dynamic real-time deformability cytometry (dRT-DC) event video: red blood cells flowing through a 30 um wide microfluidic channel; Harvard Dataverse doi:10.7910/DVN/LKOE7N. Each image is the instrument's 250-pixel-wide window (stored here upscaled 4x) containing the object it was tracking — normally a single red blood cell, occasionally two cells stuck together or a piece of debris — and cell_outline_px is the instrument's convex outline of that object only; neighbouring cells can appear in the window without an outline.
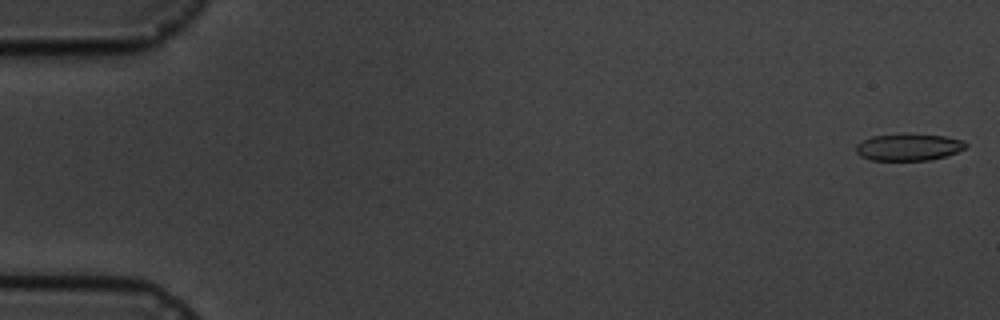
{"species": "common noctule bat (a hibernating species)", "species_latin": "Nyctalus noctula", "temperature_condition": "cold", "stored_images_in_passage": 5, "camera_frame_rate_fps": 3000, "um_per_image_px": 0.085, "animal": {"sex": "male", "body_mass_g": 19.5, "forearm_length_mm": 54.6}, "frame": {"image": 1, "passage_image": 1, "time_ms": 0.0, "image_size_px": [1000, 320], "cell_outline_px": [[968, 144], [964, 148], [948, 156], [928, 160], [872, 160], [860, 156], [856, 152], [856, 144], [872, 136], [944, 136], [964, 140]], "centroid_in_image_um": [77.24, 12.55], "position_along_channel_um": 7.8, "area_um2": 16.53}}
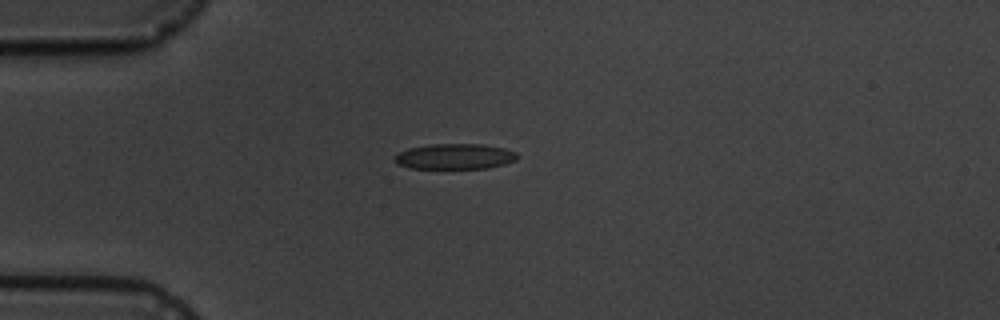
{"frame": {"image": 2, "passage_image": 5, "time_ms": 4.667, "image_size_px": [1000, 320], "cell_outline_px": [[520, 156], [516, 160], [504, 164], [488, 168], [408, 168], [396, 164], [396, 156], [400, 152], [408, 148], [432, 144], [480, 144], [504, 148], [516, 152]], "centroid_in_image_um": [38.69, 13.3], "position_along_channel_um": 46.3, "area_um2": 18.15}}